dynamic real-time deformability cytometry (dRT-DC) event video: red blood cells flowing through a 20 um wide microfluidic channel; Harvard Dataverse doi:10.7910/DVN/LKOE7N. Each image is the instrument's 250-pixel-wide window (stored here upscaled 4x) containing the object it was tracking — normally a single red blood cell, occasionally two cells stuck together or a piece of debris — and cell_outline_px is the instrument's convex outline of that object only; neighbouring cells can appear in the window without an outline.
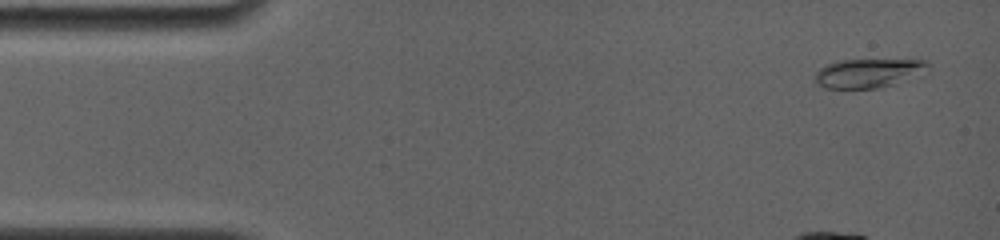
{"species": "common noctule bat (a hibernating species)", "species_latin": "Nyctalus noctula", "temperature_condition": "room temperature", "stored_images_in_passage": 7, "camera_frame_rate_fps": 4000, "um_per_image_px": 0.085, "animal": {"sex": "female", "body_mass_g": 19.0, "forearm_length_mm": 56.7}, "frame": {"image": 1, "passage_image": 1, "time_ms": 0.0, "image_size_px": [1000, 240], "cell_outline_px": [[928, 72], [924, 76], [876, 88], [824, 88], [816, 84], [816, 72], [824, 64], [844, 60], [928, 60]], "centroid_in_image_um": [73.88, 6.22], "position_along_channel_um": 11.1, "area_um2": 19.31}}